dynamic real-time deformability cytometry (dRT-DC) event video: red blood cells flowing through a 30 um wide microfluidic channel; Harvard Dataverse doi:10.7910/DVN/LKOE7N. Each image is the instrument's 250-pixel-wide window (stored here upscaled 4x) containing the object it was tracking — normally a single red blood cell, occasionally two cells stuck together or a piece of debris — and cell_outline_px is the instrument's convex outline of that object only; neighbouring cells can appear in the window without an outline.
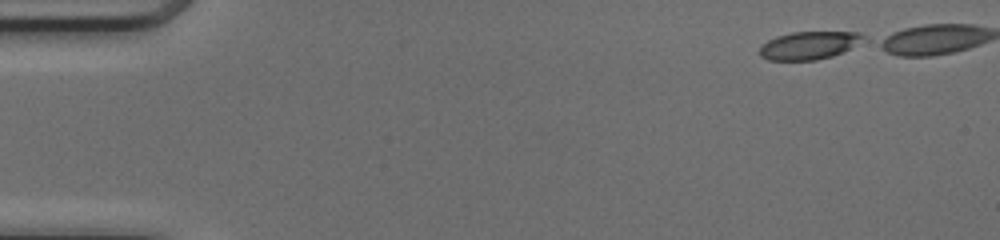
{"species": "common noctule bat (a hibernating species)", "species_latin": "Nyctalus noctula", "temperature_condition": "cold", "stored_images_in_passage": 13, "camera_frame_rate_fps": 3000, "um_per_image_px": 0.085, "animal": {"sex": "female", "body_mass_g": 17.0, "forearm_length_mm": 48.0}, "frame": {"image": 1, "passage_image": 1, "time_ms": 0.0, "image_size_px": [1000, 240], "cell_outline_px": [[864, 36], [848, 48], [832, 56], [816, 60], [768, 60], [760, 56], [760, 44], [776, 36], [792, 32], [860, 32]], "centroid_in_image_um": [68.65, 3.86], "position_along_channel_um": 16.4, "area_um2": 16.47}}